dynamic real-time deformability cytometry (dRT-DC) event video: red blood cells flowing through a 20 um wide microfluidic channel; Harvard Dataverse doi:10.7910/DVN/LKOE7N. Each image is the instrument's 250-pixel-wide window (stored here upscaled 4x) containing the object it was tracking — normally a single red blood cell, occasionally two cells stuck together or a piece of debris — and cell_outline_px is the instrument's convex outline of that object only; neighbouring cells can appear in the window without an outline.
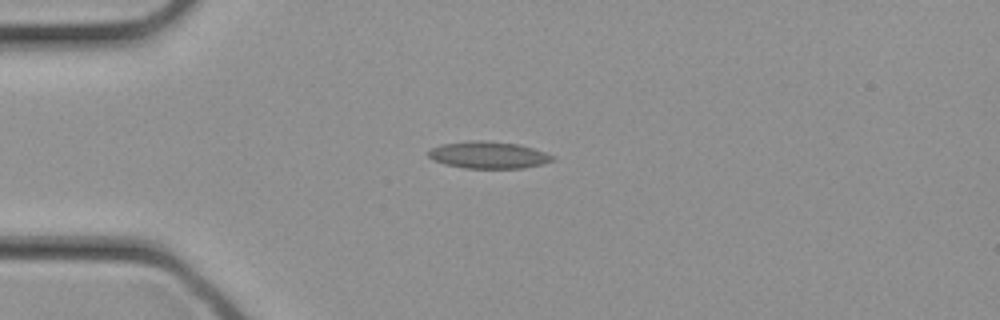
{"species": "common noctule bat (a hibernating species)", "species_latin": "Nyctalus noctula", "temperature_condition": "cold", "stored_images_in_passage": 28, "camera_frame_rate_fps": 3000, "um_per_image_px": 0.085, "animal": {"sex": "female", "body_mass_g": 21.9}, "frame": {"image": 1, "passage_image": 7, "time_ms": 2.0, "image_size_px": [1000, 320], "cell_outline_px": [[556, 160], [524, 168], [464, 168], [444, 164], [432, 160], [428, 156], [428, 152], [432, 148], [440, 144], [472, 140], [484, 140], [516, 144], [532, 148], [556, 156]], "centroid_in_image_um": [41.5, 13.17], "position_along_channel_um": 43.5, "area_um2": 19.54}}
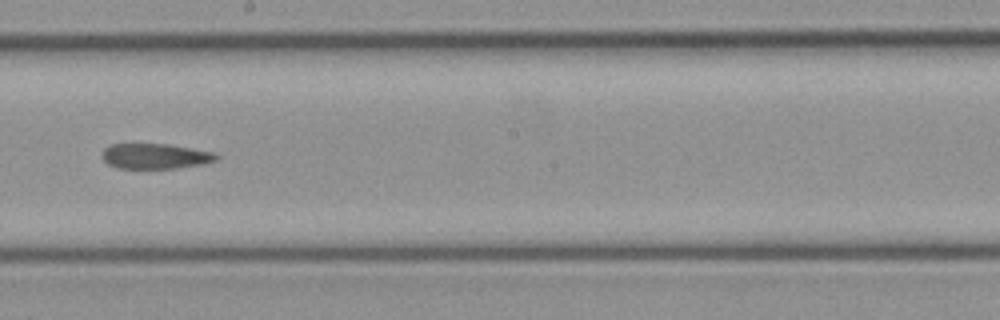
{"frame": {"image": 2, "passage_image": 17, "time_ms": 5.333, "image_size_px": [1000, 320], "cell_outline_px": [[220, 156], [216, 160], [204, 164], [176, 168], [116, 168], [108, 164], [100, 156], [100, 152], [108, 144], [168, 144], [216, 152]], "centroid_in_image_um": [13.18, 13.27], "position_along_channel_um": 235.0, "area_um2": 17.11}}
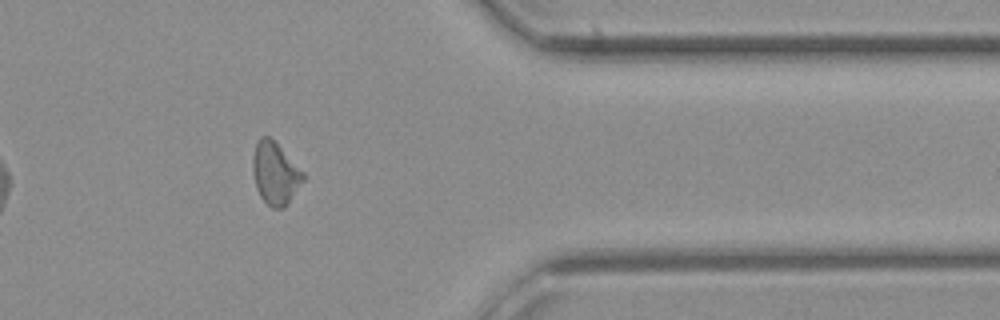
{"frame": {"image": 3, "passage_image": 25, "time_ms": 8.0, "image_size_px": [1000, 320], "cell_outline_px": [[304, 180], [284, 208], [272, 208], [260, 196], [256, 188], [252, 172], [252, 156], [256, 144], [260, 136], [268, 136], [304, 172]], "centroid_in_image_um": [23.36, 14.75], "position_along_channel_um": 388.0, "area_um2": 18.03}}